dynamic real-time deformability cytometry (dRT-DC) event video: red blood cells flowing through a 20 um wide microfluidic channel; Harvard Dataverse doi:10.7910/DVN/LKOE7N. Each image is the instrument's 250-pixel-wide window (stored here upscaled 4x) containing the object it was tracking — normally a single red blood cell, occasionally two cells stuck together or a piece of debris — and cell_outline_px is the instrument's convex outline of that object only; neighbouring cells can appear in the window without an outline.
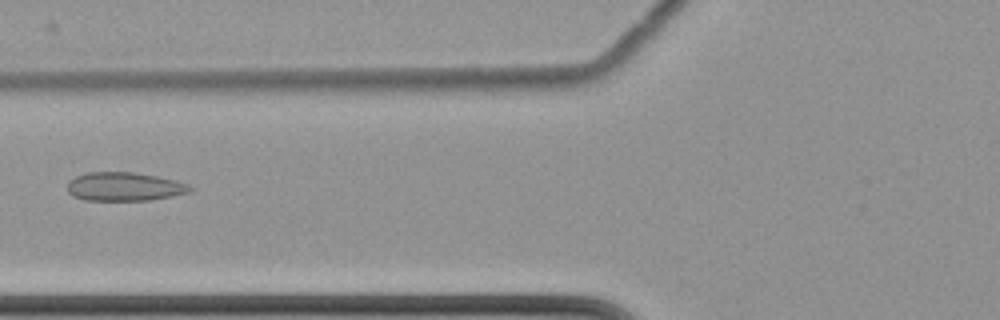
{"species": "common noctule bat (a hibernating species)", "species_latin": "Nyctalus noctula", "temperature_condition": "cold", "stored_images_in_passage": 5, "camera_frame_rate_fps": 3000, "um_per_image_px": 0.085, "animal": {"sex": "female", "body_mass_g": 22.7, "forearm_length_mm": 54.2}, "frame": {"image": 1, "passage_image": 5, "time_ms": 4.667, "image_size_px": [1000, 320], "cell_outline_px": [[192, 192], [172, 196], [148, 200], [84, 200], [72, 196], [68, 192], [68, 180], [76, 176], [88, 172], [132, 172], [156, 176], [176, 180], [188, 184], [192, 188]], "centroid_in_image_um": [10.56, 15.86], "position_along_channel_um": 115.2, "area_um2": 20.52}}